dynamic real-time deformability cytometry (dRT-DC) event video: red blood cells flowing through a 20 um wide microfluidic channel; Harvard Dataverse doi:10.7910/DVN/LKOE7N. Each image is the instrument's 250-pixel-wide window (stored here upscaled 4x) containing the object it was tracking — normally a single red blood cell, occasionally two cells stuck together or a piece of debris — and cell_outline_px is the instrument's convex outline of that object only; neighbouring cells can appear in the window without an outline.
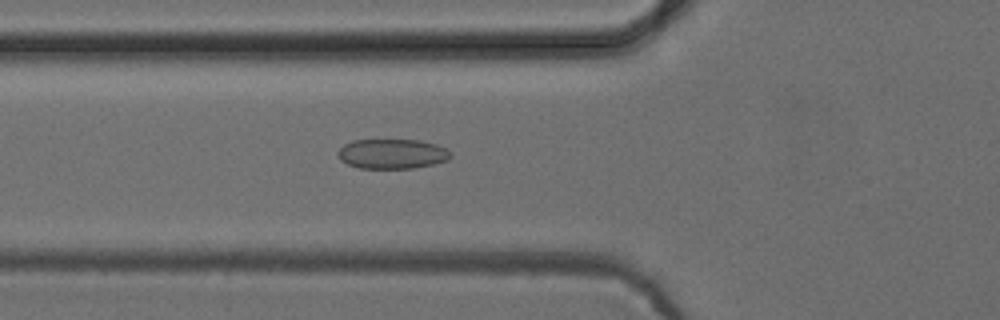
{"species": "common noctule bat (a hibernating species)", "species_latin": "Nyctalus noctula", "temperature_condition": "cold", "stored_images_in_passage": 40, "camera_frame_rate_fps": 3000, "um_per_image_px": 0.085, "animal": {"sex": "female", "body_mass_g": 24.6, "forearm_length_mm": 56.2}, "frame": {"image": 1, "passage_image": 7, "time_ms": 2.0, "image_size_px": [1000, 320], "cell_outline_px": [[452, 156], [448, 160], [432, 164], [412, 168], [360, 168], [348, 164], [340, 160], [336, 152], [344, 144], [352, 140], [420, 140], [436, 144], [448, 148], [452, 152]], "centroid_in_image_um": [33.35, 13.07], "position_along_channel_um": 92.5, "area_um2": 19.71}}
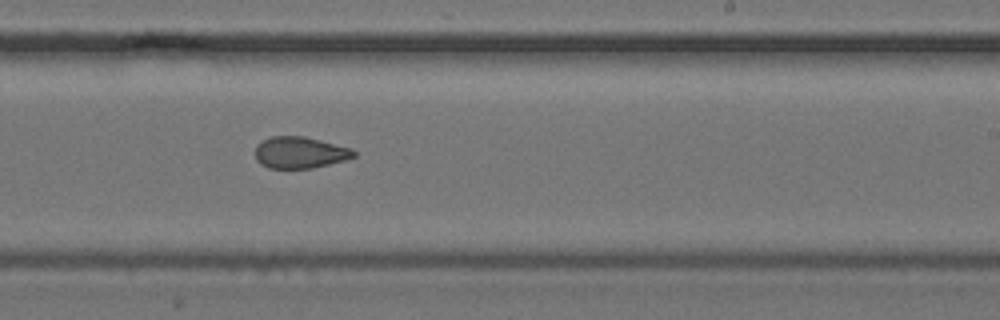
{"frame": {"image": 2, "passage_image": 20, "time_ms": 6.333, "image_size_px": [1000, 320], "cell_outline_px": [[356, 156], [344, 160], [312, 168], [268, 168], [260, 164], [256, 160], [256, 144], [272, 136], [304, 136], [352, 148], [356, 152]], "centroid_in_image_um": [25.49, 12.96], "position_along_channel_um": 263.5, "area_um2": 18.09}}
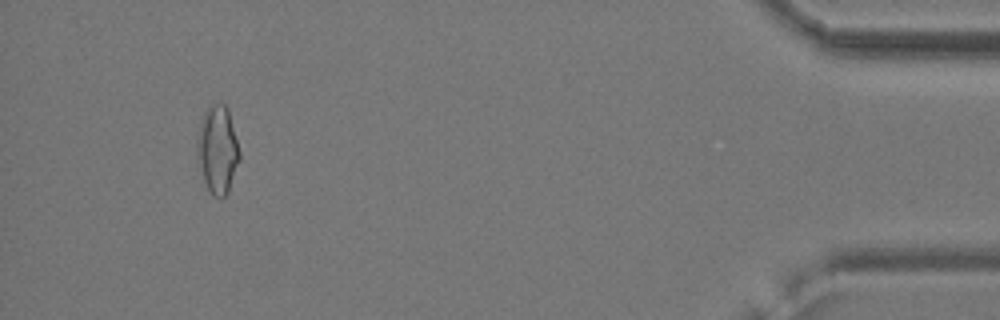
{"frame": {"image": 3, "passage_image": 37, "time_ms": 12.0, "image_size_px": [1000, 320], "cell_outline_px": [[240, 160], [228, 192], [220, 200], [212, 196], [196, 164], [196, 136], [204, 112], [208, 104], [220, 100], [228, 108], [240, 152]], "centroid_in_image_um": [18.46, 12.7], "position_along_channel_um": 416.7, "area_um2": 22.43}, "authors_computed_cell_mechanics": {"area_um2": 19.1896, "velocity_mm_per_s": 3.9402, "shape_relaxation_time_tau1_ms": 5.323, "shape_relaxation_time_tau2_ms": 2.4228, "deformation_change_tau1": 0.0992, "deformation_change_tau2": 0.0872}}